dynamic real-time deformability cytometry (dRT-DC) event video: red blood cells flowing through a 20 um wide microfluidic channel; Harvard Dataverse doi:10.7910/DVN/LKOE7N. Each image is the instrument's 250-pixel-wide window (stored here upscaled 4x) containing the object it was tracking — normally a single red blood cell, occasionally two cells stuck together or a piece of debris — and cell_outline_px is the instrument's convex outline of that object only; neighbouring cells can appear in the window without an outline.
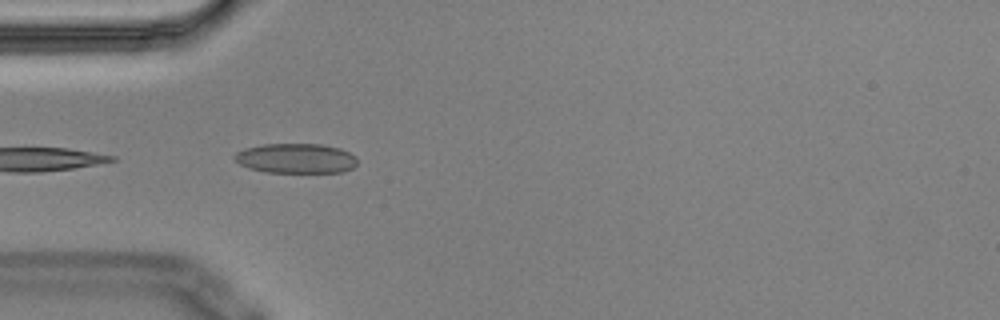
{"species": "Egyptian fruit bat (a non-hibernating species)", "species_latin": "Rousettus aegyptiacus", "temperature_condition": "cold", "stored_images_in_passage": 7, "camera_frame_rate_fps": 3000, "um_per_image_px": 0.085, "animal": {"sex": "male"}, "frame": {"image": 1, "passage_image": 6, "time_ms": 1.667, "image_size_px": [1000, 320], "cell_outline_px": [[356, 164], [352, 168], [344, 172], [264, 172], [248, 168], [240, 164], [232, 156], [236, 152], [244, 148], [264, 144], [324, 144], [340, 148], [356, 156]], "centroid_in_image_um": [25.14, 13.46], "position_along_channel_um": 59.9, "area_um2": 21.44}}